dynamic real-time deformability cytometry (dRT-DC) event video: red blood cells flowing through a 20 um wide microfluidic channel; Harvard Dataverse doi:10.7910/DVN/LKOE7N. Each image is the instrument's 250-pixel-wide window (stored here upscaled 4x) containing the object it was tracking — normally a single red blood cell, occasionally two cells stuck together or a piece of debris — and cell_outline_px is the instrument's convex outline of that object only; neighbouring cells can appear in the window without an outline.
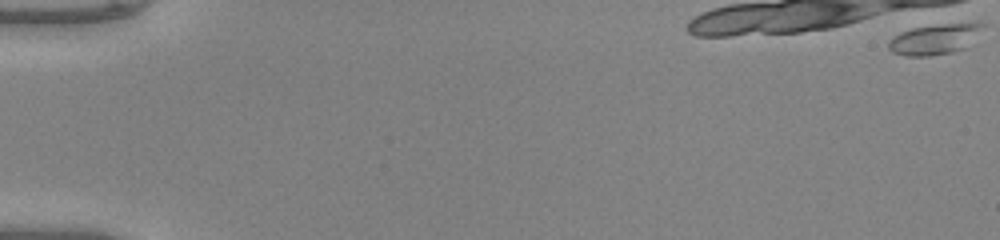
{"species": "common noctule bat (a hibernating species)", "species_latin": "Nyctalus noctula", "temperature_condition": "warm", "stored_images_in_passage": 1, "camera_frame_rate_fps": 3000, "um_per_image_px": 0.085, "animal": {"sex": "male", "body_mass_g": 20.0, "forearm_length_mm": 53.3}, "frame": {"image": 1, "passage_image": 1, "time_ms": 0.0, "image_size_px": [1000, 240], "cell_outline_px": [[984, 24], [964, 48], [952, 52], [928, 56], [908, 56], [892, 52], [888, 48], [888, 40], [892, 36], [900, 32], [912, 28], [952, 20]], "centroid_in_image_um": [79.38, 3.28], "position_along_channel_um": 5.6, "area_um2": 16.99}}